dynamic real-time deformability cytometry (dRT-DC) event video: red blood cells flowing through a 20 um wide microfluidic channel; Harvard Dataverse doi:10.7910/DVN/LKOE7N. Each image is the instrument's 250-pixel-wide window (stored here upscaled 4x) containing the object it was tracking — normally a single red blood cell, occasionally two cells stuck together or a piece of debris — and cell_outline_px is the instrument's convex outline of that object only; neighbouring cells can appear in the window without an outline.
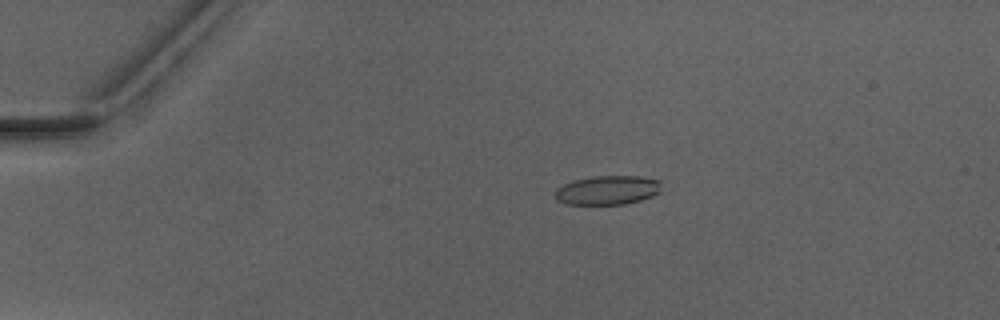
{"species": "Egyptian fruit bat (a non-hibernating species)", "species_latin": "Rousettus aegyptiacus", "temperature_condition": "warm", "stored_images_in_passage": 6, "camera_frame_rate_fps": 3000, "um_per_image_px": 0.085, "animal": {"sex": "male"}, "frame": {"image": 1, "passage_image": 4, "time_ms": 3.667, "image_size_px": [1000, 320], "cell_outline_px": [[660, 192], [652, 196], [640, 200], [624, 204], [564, 204], [556, 200], [556, 188], [564, 184], [576, 180], [596, 176], [640, 176], [660, 180]], "centroid_in_image_um": [51.65, 16.16], "position_along_channel_um": 33.3, "area_um2": 17.92}}